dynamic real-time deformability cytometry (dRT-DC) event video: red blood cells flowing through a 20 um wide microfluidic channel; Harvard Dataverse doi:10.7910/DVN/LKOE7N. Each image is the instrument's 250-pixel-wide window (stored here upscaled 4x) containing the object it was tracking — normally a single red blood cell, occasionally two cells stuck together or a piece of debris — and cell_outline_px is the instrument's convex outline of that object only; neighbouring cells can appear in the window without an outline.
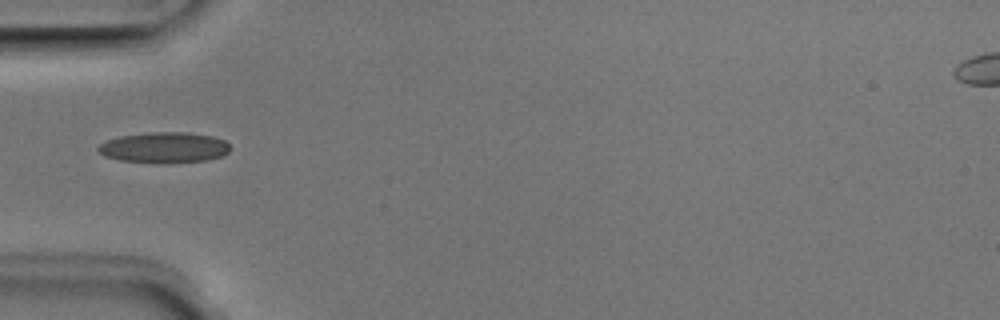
{"species": "Egyptian fruit bat (a non-hibernating species)", "species_latin": "Rousettus aegyptiacus", "temperature_condition": "room temperature", "stored_images_in_passage": 4, "camera_frame_rate_fps": 3000, "um_per_image_px": 0.085, "animal": {"sex": "male"}, "frame": {"image": 1, "passage_image": 3, "time_ms": 0.667, "image_size_px": [1000, 320], "cell_outline_px": [[228, 152], [220, 156], [204, 160], [160, 164], [120, 160], [104, 156], [96, 148], [100, 144], [108, 140], [120, 136], [148, 132], [188, 132], [212, 136], [224, 140], [228, 144]], "centroid_in_image_um": [13.92, 12.54], "position_along_channel_um": 71.1, "area_um2": 23.58}}